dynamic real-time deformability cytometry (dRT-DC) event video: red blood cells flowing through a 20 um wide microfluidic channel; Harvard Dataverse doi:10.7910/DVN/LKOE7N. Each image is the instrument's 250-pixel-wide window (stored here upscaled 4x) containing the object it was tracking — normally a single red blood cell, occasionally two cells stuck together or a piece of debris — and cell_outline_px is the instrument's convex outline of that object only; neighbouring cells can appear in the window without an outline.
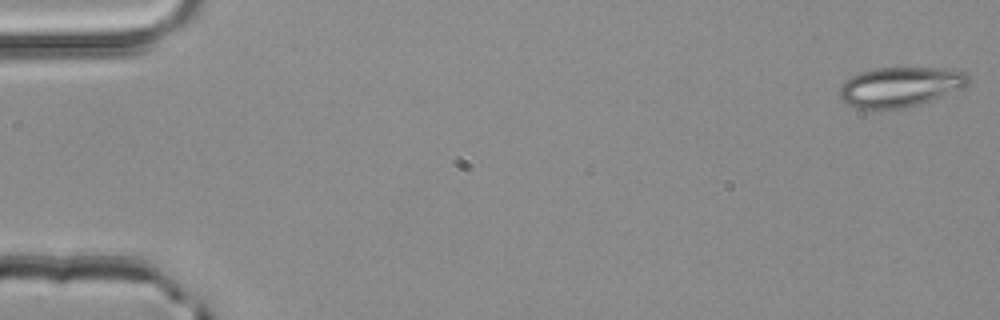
{"species": "common noctule bat (a hibernating species)", "species_latin": "Nyctalus noctula", "temperature_condition": "room temperature", "stored_images_in_passage": 52, "camera_frame_rate_fps": 3000, "um_per_image_px": 0.085, "animal": {"sex": "male", "body_mass_g": 20.4}, "frame": {"image": 1, "passage_image": 1, "time_ms": 0.0, "image_size_px": [1000, 320], "cell_outline_px": [[968, 84], [964, 88], [904, 108], [880, 112], [876, 112], [856, 108], [848, 104], [840, 96], [840, 88], [844, 80], [848, 76], [860, 72], [876, 68], [944, 68], [968, 72]], "centroid_in_image_um": [76.46, 7.4], "position_along_channel_um": 8.5, "area_um2": 30.35}}
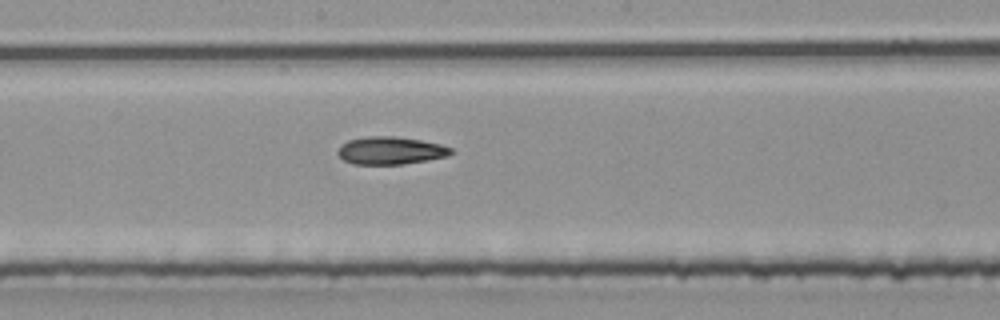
{"frame": {"image": 2, "passage_image": 28, "time_ms": 9.0, "image_size_px": [1000, 320], "cell_outline_px": [[452, 152], [448, 156], [428, 160], [400, 164], [352, 164], [344, 160], [336, 152], [340, 144], [348, 140], [368, 136], [396, 136], [420, 140], [440, 144], [452, 148]], "centroid_in_image_um": [33.16, 12.79], "position_along_channel_um": 215.0, "area_um2": 18.26}}
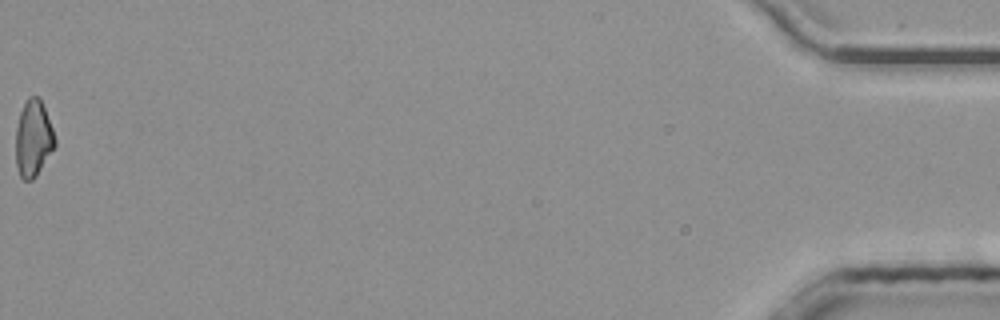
{"frame": {"image": 3, "passage_image": 52, "time_ms": 17.0, "image_size_px": [1000, 320], "cell_outline_px": [[56, 144], [36, 176], [32, 180], [24, 180], [20, 176], [16, 164], [16, 128], [20, 112], [28, 96], [36, 96], [40, 100], [44, 108], [52, 128], [56, 140]], "centroid_in_image_um": [2.82, 11.78], "position_along_channel_um": 432.4, "area_um2": 17.17}}